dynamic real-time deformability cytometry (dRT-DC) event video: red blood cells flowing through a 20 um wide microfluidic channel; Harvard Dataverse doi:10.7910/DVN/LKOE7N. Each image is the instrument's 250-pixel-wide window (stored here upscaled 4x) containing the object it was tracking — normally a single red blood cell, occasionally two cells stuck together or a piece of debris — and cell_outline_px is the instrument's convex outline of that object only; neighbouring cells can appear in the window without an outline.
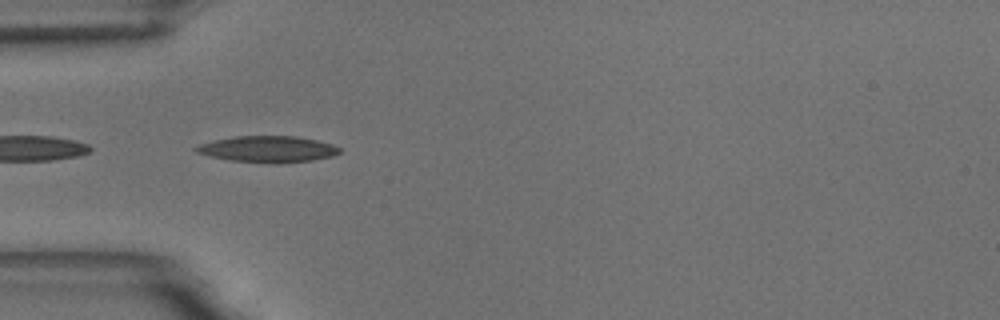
{"species": "common noctule bat (a hibernating species)", "species_latin": "Nyctalus noctula", "temperature_condition": "room temperature", "stored_images_in_passage": 8, "camera_frame_rate_fps": 3000, "um_per_image_px": 0.085, "animal": {"sex": "male", "body_mass_g": 18.8}, "frame": {"image": 1, "passage_image": 1, "time_ms": 0.0, "image_size_px": [1000, 320], "cell_outline_px": [[340, 152], [332, 156], [312, 160], [280, 164], [272, 164], [228, 160], [196, 152], [192, 148], [200, 144], [212, 140], [236, 136], [296, 136], [316, 140], [332, 144], [340, 148]], "centroid_in_image_um": [22.75, 12.68], "position_along_channel_um": 62.2, "area_um2": 22.14}}